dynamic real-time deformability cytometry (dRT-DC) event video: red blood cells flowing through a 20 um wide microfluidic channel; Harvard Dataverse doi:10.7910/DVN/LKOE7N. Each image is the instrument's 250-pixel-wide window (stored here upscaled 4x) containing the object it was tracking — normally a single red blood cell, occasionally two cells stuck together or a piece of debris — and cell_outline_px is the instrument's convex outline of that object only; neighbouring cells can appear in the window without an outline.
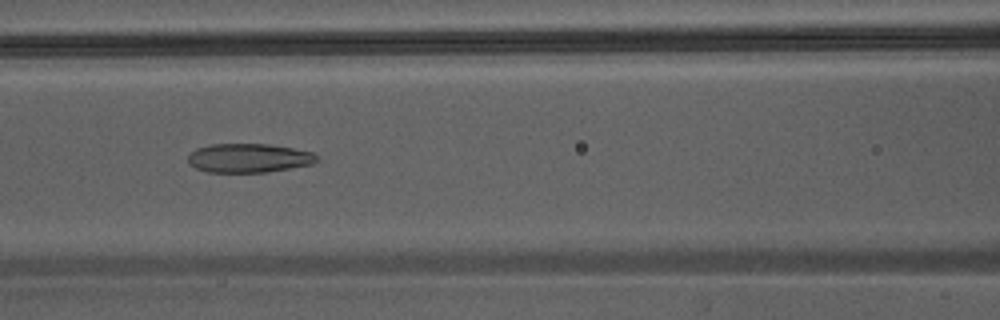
{"species": "Egyptian fruit bat (a non-hibernating species)", "species_latin": "Rousettus aegyptiacus", "temperature_condition": "warm", "stored_images_in_passage": 37, "camera_frame_rate_fps": 3000, "um_per_image_px": 0.085, "animal": {"sex": "male"}, "frame": {"image": 1, "passage_image": 18, "time_ms": 5.667, "image_size_px": [1000, 320], "cell_outline_px": [[320, 160], [312, 164], [268, 172], [208, 172], [196, 168], [188, 164], [188, 156], [196, 148], [212, 144], [268, 144], [292, 148], [312, 152], [320, 156]], "centroid_in_image_um": [21.17, 13.43], "position_along_channel_um": 145.4, "area_um2": 21.85}}
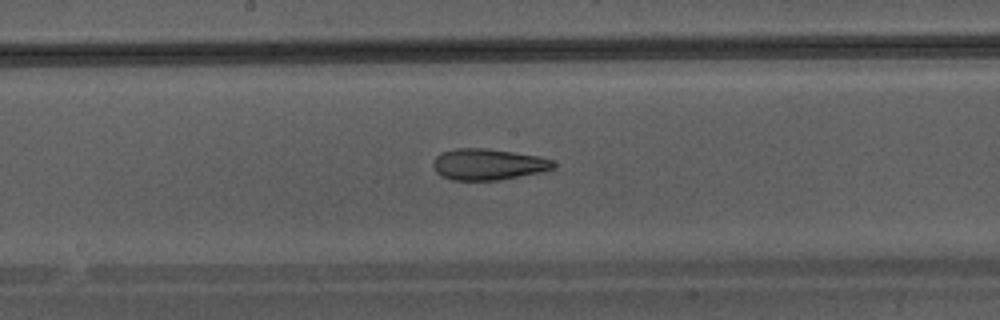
{"frame": {"image": 2, "passage_image": 22, "time_ms": 7.0, "image_size_px": [1000, 320], "cell_outline_px": [[556, 164], [552, 168], [540, 172], [500, 180], [452, 180], [440, 176], [436, 172], [432, 164], [432, 160], [440, 152], [456, 148], [484, 148], [540, 156], [552, 160]], "centroid_in_image_um": [41.43, 13.97], "position_along_channel_um": 206.8, "area_um2": 21.96}}
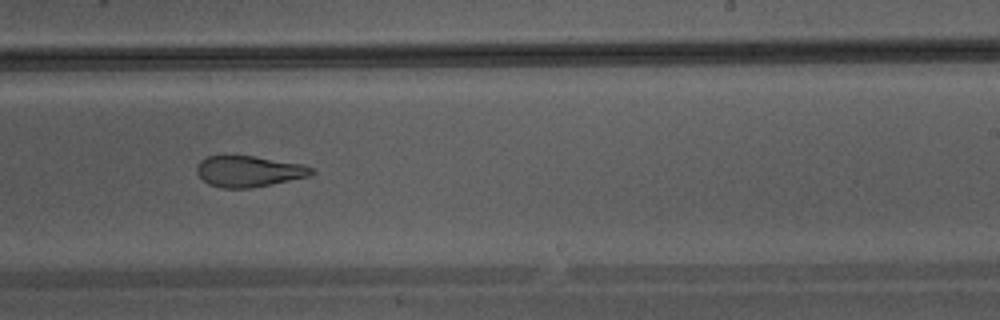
{"frame": {"image": 3, "passage_image": 26, "time_ms": 8.333, "image_size_px": [1000, 320], "cell_outline_px": [[316, 172], [308, 176], [252, 188], [220, 188], [208, 184], [196, 172], [196, 168], [200, 160], [208, 156], [252, 156], [304, 164], [312, 168]], "centroid_in_image_um": [21.14, 14.56], "position_along_channel_um": 267.9, "area_um2": 20.63}}